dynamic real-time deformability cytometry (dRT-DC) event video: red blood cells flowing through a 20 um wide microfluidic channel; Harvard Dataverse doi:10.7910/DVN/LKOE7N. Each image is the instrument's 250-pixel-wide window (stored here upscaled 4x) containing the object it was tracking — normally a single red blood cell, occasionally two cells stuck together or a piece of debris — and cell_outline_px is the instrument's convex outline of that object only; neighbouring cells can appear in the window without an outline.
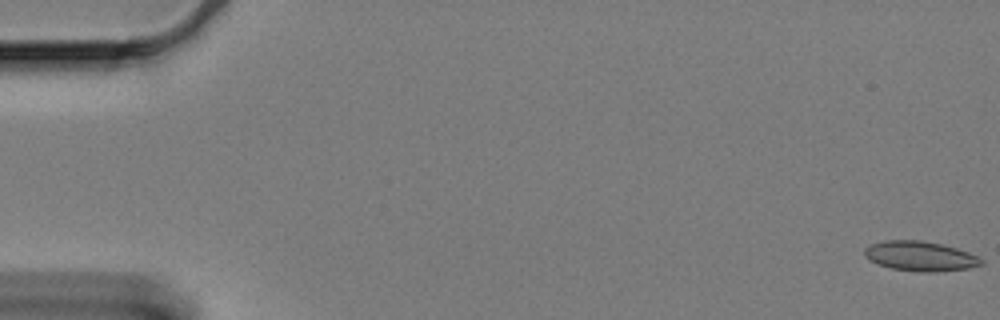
{"species": "Egyptian fruit bat (a non-hibernating species)", "species_latin": "Rousettus aegyptiacus", "temperature_condition": "cold", "stored_images_in_passage": 11, "camera_frame_rate_fps": 3000, "um_per_image_px": 0.085, "animal": {"sex": "female"}, "frame": {"image": 1, "passage_image": 1, "time_ms": 0.0, "image_size_px": [1000, 320], "cell_outline_px": [[984, 264], [968, 268], [936, 272], [920, 272], [892, 268], [868, 260], [864, 256], [864, 248], [872, 244], [884, 240], [920, 240], [940, 244], [956, 248], [968, 252], [984, 260]], "centroid_in_image_um": [78.21, 21.77], "position_along_channel_um": 6.8, "area_um2": 20.17}}